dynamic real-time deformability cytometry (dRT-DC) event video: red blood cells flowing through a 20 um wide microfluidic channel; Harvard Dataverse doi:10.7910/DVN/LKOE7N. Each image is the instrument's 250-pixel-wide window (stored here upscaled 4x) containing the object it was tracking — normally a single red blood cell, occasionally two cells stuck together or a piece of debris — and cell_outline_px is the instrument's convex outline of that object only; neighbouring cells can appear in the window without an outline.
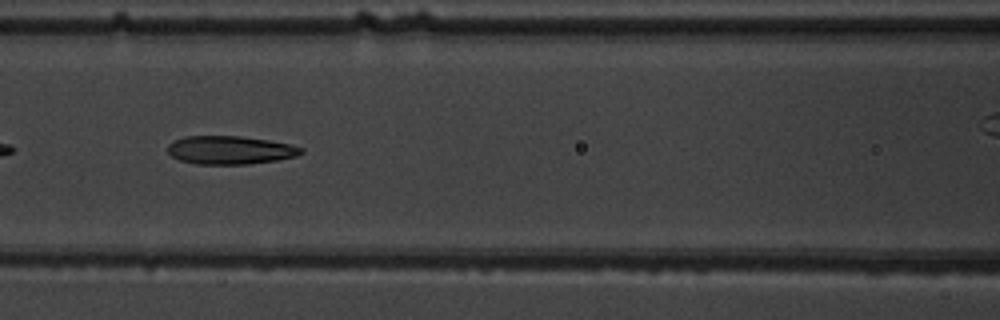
{"species": "common noctule bat (a hibernating species)", "species_latin": "Nyctalus noctula", "temperature_condition": "warm", "stored_images_in_passage": 8, "camera_frame_rate_fps": 3000, "um_per_image_px": 0.085, "animal": {"sex": "male", "body_mass_g": 19.5, "forearm_length_mm": 54.6}, "frame": {"image": 1, "passage_image": 6, "time_ms": 5.667, "image_size_px": [1000, 320], "cell_outline_px": [[304, 152], [296, 156], [276, 160], [248, 164], [196, 164], [180, 160], [172, 156], [168, 152], [168, 144], [184, 136], [240, 136], [268, 140], [292, 144], [304, 148]], "centroid_in_image_um": [19.58, 12.75], "position_along_channel_um": 147.0, "area_um2": 22.02}}